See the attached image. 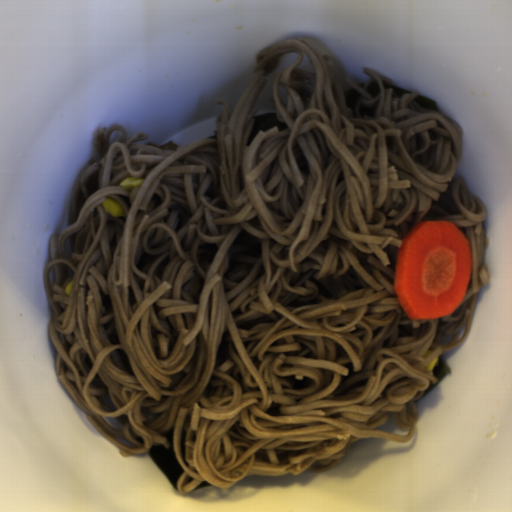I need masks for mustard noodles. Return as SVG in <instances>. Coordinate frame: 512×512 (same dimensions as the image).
Listing matches in <instances>:
<instances>
[{"mask_svg": "<svg viewBox=\"0 0 512 512\" xmlns=\"http://www.w3.org/2000/svg\"><path fill=\"white\" fill-rule=\"evenodd\" d=\"M291 52L273 81L288 129L247 146L255 99ZM304 52L314 69L298 67ZM256 59L234 109L215 100L209 137L141 144L149 134L96 127L100 158L74 183L43 274L56 377L122 456L168 450L174 428L182 494L329 472L362 439L410 443L438 383L427 367L468 338L490 281L486 204L457 174L460 124L369 67L363 86L344 78L359 94L347 107L335 63L303 38ZM127 176L144 182L127 189ZM444 220L469 241V290L452 315L409 319L393 289L399 246ZM390 412L408 435L376 430Z\"/></svg>", "mask_w": 512, "mask_h": 512, "instance_id": "1", "label": "mustard noodles"}]
</instances>
